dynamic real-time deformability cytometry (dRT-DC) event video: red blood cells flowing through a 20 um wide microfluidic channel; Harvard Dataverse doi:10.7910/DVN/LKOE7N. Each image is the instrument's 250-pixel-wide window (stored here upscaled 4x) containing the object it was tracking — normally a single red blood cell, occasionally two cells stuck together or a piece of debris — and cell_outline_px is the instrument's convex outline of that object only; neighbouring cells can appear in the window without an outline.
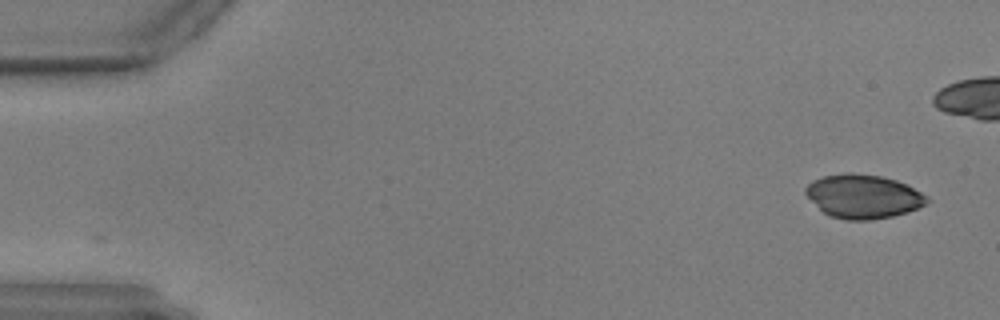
{"species": "common noctule bat (a hibernating species)", "species_latin": "Nyctalus noctula", "temperature_condition": "warm", "stored_images_in_passage": 49, "camera_frame_rate_fps": 3000, "um_per_image_px": 0.085, "animal": {"sex": "male", "body_mass_g": 17.9, "forearm_length_mm": 54.2}, "frame": {"image": 1, "passage_image": 1, "time_ms": 0.0, "image_size_px": [1000, 320], "cell_outline_px": [[932, 200], [908, 212], [892, 216], [872, 220], [844, 220], [832, 216], [824, 212], [804, 192], [804, 188], [812, 180], [824, 176], [844, 172], [852, 172], [880, 176], [896, 180], [908, 184], [928, 196]], "centroid_in_image_um": [73.4, 16.68], "position_along_channel_um": 11.6, "area_um2": 31.04}}